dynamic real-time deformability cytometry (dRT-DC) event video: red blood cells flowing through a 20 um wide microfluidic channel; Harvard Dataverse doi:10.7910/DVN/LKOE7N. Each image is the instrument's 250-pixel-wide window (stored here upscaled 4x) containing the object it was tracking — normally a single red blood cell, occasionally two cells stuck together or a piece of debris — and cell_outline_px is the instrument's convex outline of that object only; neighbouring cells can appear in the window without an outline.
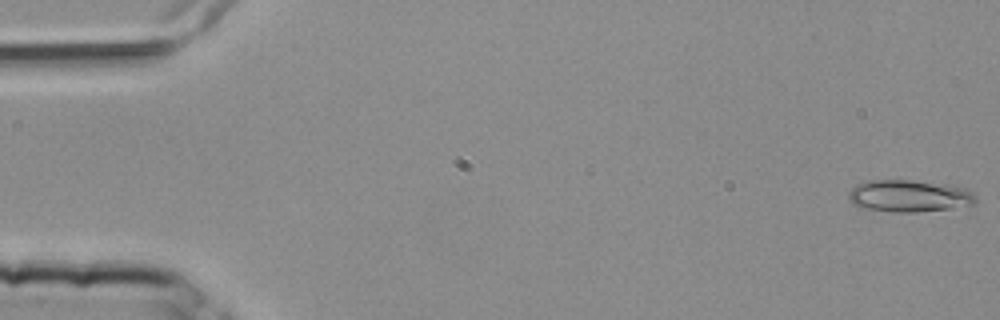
{"species": "common noctule bat (a hibernating species)", "species_latin": "Nyctalus noctula", "temperature_condition": "room temperature", "stored_images_in_passage": 5, "camera_frame_rate_fps": 3000, "um_per_image_px": 0.085, "animal": {"sex": "female", "body_mass_g": 25.1}, "frame": {"image": 1, "passage_image": 1, "time_ms": 0.0, "image_size_px": [1000, 320], "cell_outline_px": [[976, 204], [948, 208], [916, 212], [896, 212], [864, 208], [852, 204], [848, 200], [848, 192], [856, 184], [872, 180], [912, 180], [948, 184], [968, 188], [976, 196]], "centroid_in_image_um": [77.28, 16.64], "position_along_channel_um": 7.7, "area_um2": 23.87}}
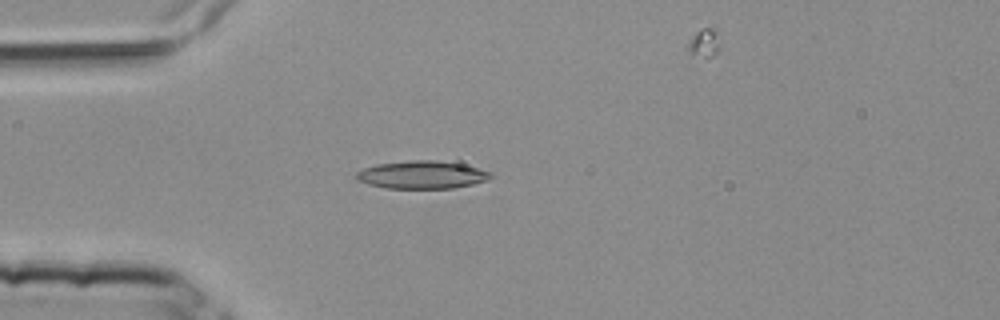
{"frame": {"image": 2, "passage_image": 4, "time_ms": 1.0, "image_size_px": [1000, 320], "cell_outline_px": [[492, 176], [488, 180], [472, 184], [452, 188], [384, 188], [368, 184], [356, 180], [356, 172], [364, 168], [376, 164], [416, 160], [436, 160], [460, 164], [492, 172]], "centroid_in_image_um": [35.84, 14.86], "position_along_channel_um": 49.2, "area_um2": 21.62}}